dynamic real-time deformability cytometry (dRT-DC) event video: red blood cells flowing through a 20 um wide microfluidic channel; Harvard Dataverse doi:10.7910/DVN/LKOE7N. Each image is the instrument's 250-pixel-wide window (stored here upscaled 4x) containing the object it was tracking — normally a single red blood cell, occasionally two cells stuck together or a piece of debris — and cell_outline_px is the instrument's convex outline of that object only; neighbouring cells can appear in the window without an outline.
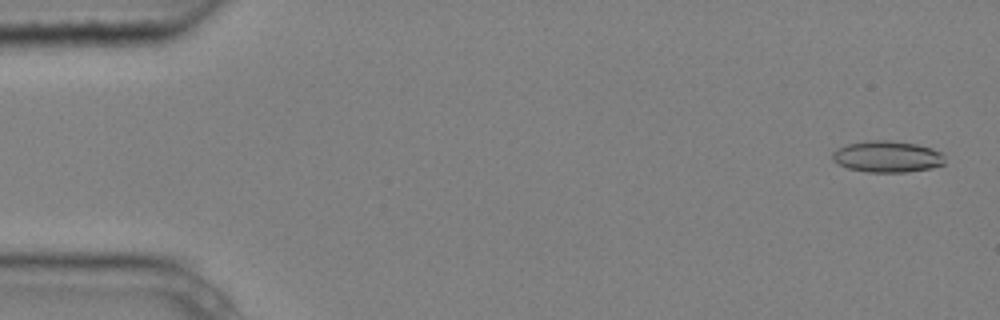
{"species": "common noctule bat (a hibernating species)", "species_latin": "Nyctalus noctula", "temperature_condition": "cold", "stored_images_in_passage": 8, "camera_frame_rate_fps": 3000, "um_per_image_px": 0.085, "animal": {"sex": "male", "body_mass_g": 20.4}, "frame": {"image": 1, "passage_image": 1, "time_ms": 0.0, "image_size_px": [1000, 320], "cell_outline_px": [[944, 164], [932, 168], [908, 172], [868, 172], [848, 168], [832, 160], [832, 152], [836, 148], [848, 144], [868, 140], [888, 140], [916, 144], [932, 148], [940, 152], [944, 156]], "centroid_in_image_um": [75.41, 13.31], "position_along_channel_um": 9.6, "area_um2": 20.63}}